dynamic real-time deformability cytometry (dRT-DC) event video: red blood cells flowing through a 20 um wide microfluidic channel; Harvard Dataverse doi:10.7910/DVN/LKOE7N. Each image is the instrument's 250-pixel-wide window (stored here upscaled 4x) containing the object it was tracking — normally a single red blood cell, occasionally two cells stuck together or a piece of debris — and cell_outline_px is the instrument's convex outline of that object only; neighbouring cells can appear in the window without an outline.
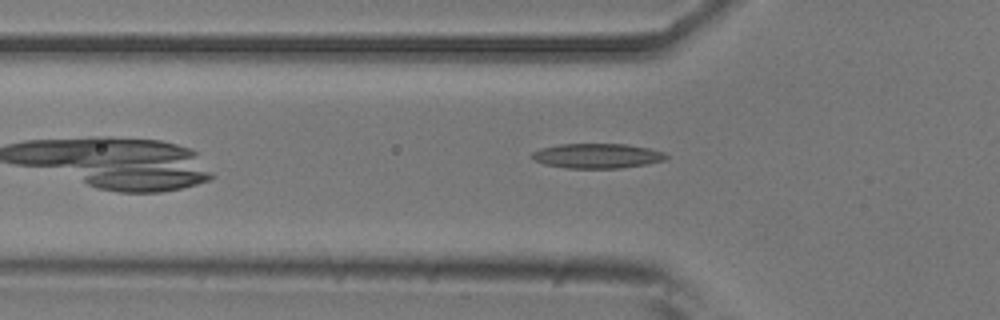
{"species": "common noctule bat (a hibernating species)", "species_latin": "Nyctalus noctula", "temperature_condition": "room temperature", "stored_images_in_passage": 38, "camera_frame_rate_fps": 3000, "um_per_image_px": 0.085, "animal": {"sex": "male", "body_mass_g": 20.5, "forearm_length_mm": 52.5}, "frame": {"image": 1, "passage_image": 6, "time_ms": 1.667, "image_size_px": [1000, 320], "cell_outline_px": [[668, 160], [648, 164], [620, 168], [568, 168], [544, 164], [528, 156], [532, 152], [540, 148], [560, 144], [628, 144], [648, 148], [664, 152], [668, 156]], "centroid_in_image_um": [50.78, 13.25], "position_along_channel_um": 75.0, "area_um2": 19.54}}
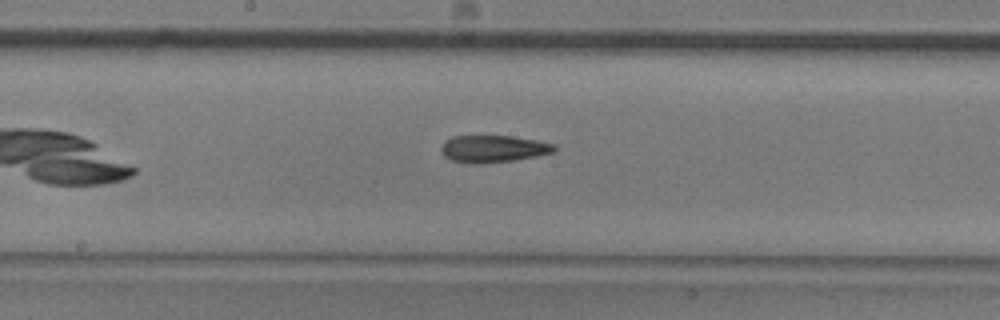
{"frame": {"image": 2, "passage_image": 16, "time_ms": 5.0, "image_size_px": [1000, 320], "cell_outline_px": [[556, 152], [536, 156], [512, 160], [476, 164], [452, 160], [444, 156], [440, 152], [440, 148], [444, 140], [452, 136], [512, 136], [536, 140], [556, 144]], "centroid_in_image_um": [41.92, 12.64], "position_along_channel_um": 206.3, "area_um2": 17.92}}
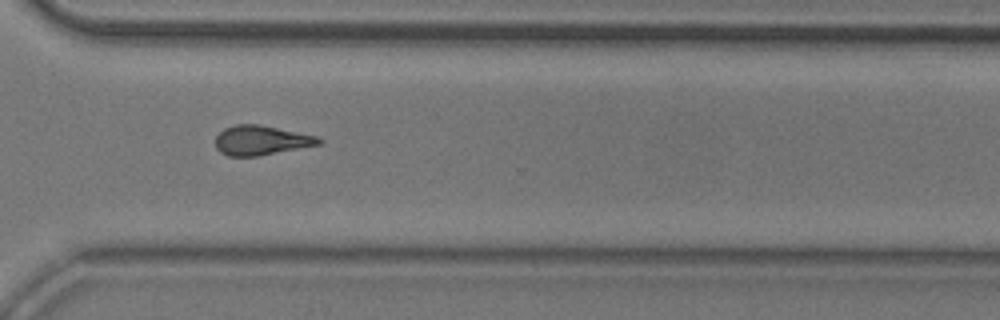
{"frame": {"image": 3, "passage_image": 27, "time_ms": 8.667, "image_size_px": [1000, 320], "cell_outline_px": [[324, 140], [320, 144], [256, 156], [228, 156], [220, 152], [216, 148], [216, 136], [224, 128], [236, 124], [260, 124], [320, 136]], "centroid_in_image_um": [22.21, 11.91], "position_along_channel_um": 348.4, "area_um2": 17.86}}